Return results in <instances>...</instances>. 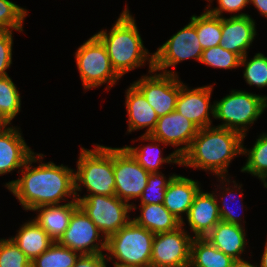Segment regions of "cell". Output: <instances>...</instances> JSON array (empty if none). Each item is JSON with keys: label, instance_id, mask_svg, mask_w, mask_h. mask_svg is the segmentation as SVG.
Instances as JSON below:
<instances>
[{"label": "cell", "instance_id": "6da1fadb", "mask_svg": "<svg viewBox=\"0 0 267 267\" xmlns=\"http://www.w3.org/2000/svg\"><path fill=\"white\" fill-rule=\"evenodd\" d=\"M44 157V154L35 152L20 171L22 176L3 185L25 211L77 201L75 169L63 164L56 165L53 161L43 162ZM34 163L38 165L33 166Z\"/></svg>", "mask_w": 267, "mask_h": 267}, {"label": "cell", "instance_id": "7a4b0ae2", "mask_svg": "<svg viewBox=\"0 0 267 267\" xmlns=\"http://www.w3.org/2000/svg\"><path fill=\"white\" fill-rule=\"evenodd\" d=\"M243 136L234 130L215 125L201 128L189 149L181 156V166L228 177L233 159L242 155Z\"/></svg>", "mask_w": 267, "mask_h": 267}, {"label": "cell", "instance_id": "3957f363", "mask_svg": "<svg viewBox=\"0 0 267 267\" xmlns=\"http://www.w3.org/2000/svg\"><path fill=\"white\" fill-rule=\"evenodd\" d=\"M138 30L136 19L127 4L110 31L102 29L95 33L105 45L111 65L121 78L146 64L149 71L154 69V53L145 48Z\"/></svg>", "mask_w": 267, "mask_h": 267}, {"label": "cell", "instance_id": "277c9868", "mask_svg": "<svg viewBox=\"0 0 267 267\" xmlns=\"http://www.w3.org/2000/svg\"><path fill=\"white\" fill-rule=\"evenodd\" d=\"M94 146L93 149L80 147L75 169L76 197L115 195L113 147L97 143ZM83 187L87 194L81 196Z\"/></svg>", "mask_w": 267, "mask_h": 267}, {"label": "cell", "instance_id": "5b68a950", "mask_svg": "<svg viewBox=\"0 0 267 267\" xmlns=\"http://www.w3.org/2000/svg\"><path fill=\"white\" fill-rule=\"evenodd\" d=\"M154 235L130 220L107 239V261L113 267L151 266Z\"/></svg>", "mask_w": 267, "mask_h": 267}, {"label": "cell", "instance_id": "8992f818", "mask_svg": "<svg viewBox=\"0 0 267 267\" xmlns=\"http://www.w3.org/2000/svg\"><path fill=\"white\" fill-rule=\"evenodd\" d=\"M214 119L222 121L217 127L239 132L247 136L249 128L267 109V96L231 89L220 100H214Z\"/></svg>", "mask_w": 267, "mask_h": 267}, {"label": "cell", "instance_id": "52a82bcc", "mask_svg": "<svg viewBox=\"0 0 267 267\" xmlns=\"http://www.w3.org/2000/svg\"><path fill=\"white\" fill-rule=\"evenodd\" d=\"M75 51L76 66L83 90L88 91L106 84L105 90L109 91L121 80L111 65L105 45L95 34Z\"/></svg>", "mask_w": 267, "mask_h": 267}, {"label": "cell", "instance_id": "ba28073f", "mask_svg": "<svg viewBox=\"0 0 267 267\" xmlns=\"http://www.w3.org/2000/svg\"><path fill=\"white\" fill-rule=\"evenodd\" d=\"M76 200L106 239L132 220V206L116 195H89Z\"/></svg>", "mask_w": 267, "mask_h": 267}, {"label": "cell", "instance_id": "9c48e42d", "mask_svg": "<svg viewBox=\"0 0 267 267\" xmlns=\"http://www.w3.org/2000/svg\"><path fill=\"white\" fill-rule=\"evenodd\" d=\"M202 52L196 27L190 21L154 52V70L165 74L179 75L178 72L169 70V68L176 69L178 64L187 59H193L199 63Z\"/></svg>", "mask_w": 267, "mask_h": 267}, {"label": "cell", "instance_id": "30bf717a", "mask_svg": "<svg viewBox=\"0 0 267 267\" xmlns=\"http://www.w3.org/2000/svg\"><path fill=\"white\" fill-rule=\"evenodd\" d=\"M113 170L115 195L132 206L144 191L150 173L124 147H113Z\"/></svg>", "mask_w": 267, "mask_h": 267}, {"label": "cell", "instance_id": "8fae6325", "mask_svg": "<svg viewBox=\"0 0 267 267\" xmlns=\"http://www.w3.org/2000/svg\"><path fill=\"white\" fill-rule=\"evenodd\" d=\"M132 84L144 95L158 117L175 110L179 96V75L165 74L153 69Z\"/></svg>", "mask_w": 267, "mask_h": 267}, {"label": "cell", "instance_id": "7c38bea8", "mask_svg": "<svg viewBox=\"0 0 267 267\" xmlns=\"http://www.w3.org/2000/svg\"><path fill=\"white\" fill-rule=\"evenodd\" d=\"M186 227L154 235L151 267H189L193 236Z\"/></svg>", "mask_w": 267, "mask_h": 267}, {"label": "cell", "instance_id": "4fadbf2b", "mask_svg": "<svg viewBox=\"0 0 267 267\" xmlns=\"http://www.w3.org/2000/svg\"><path fill=\"white\" fill-rule=\"evenodd\" d=\"M58 243L81 255L105 254L107 247V239L80 206L74 210L69 226Z\"/></svg>", "mask_w": 267, "mask_h": 267}, {"label": "cell", "instance_id": "5bb4252c", "mask_svg": "<svg viewBox=\"0 0 267 267\" xmlns=\"http://www.w3.org/2000/svg\"><path fill=\"white\" fill-rule=\"evenodd\" d=\"M213 86L214 84H207L191 89L179 77V96L175 110L192 121L199 129L213 125L215 104L210 102Z\"/></svg>", "mask_w": 267, "mask_h": 267}, {"label": "cell", "instance_id": "9a60e30c", "mask_svg": "<svg viewBox=\"0 0 267 267\" xmlns=\"http://www.w3.org/2000/svg\"><path fill=\"white\" fill-rule=\"evenodd\" d=\"M198 130L192 121L174 110L158 117L156 127L150 135L168 146L175 147L174 151L181 157L189 149Z\"/></svg>", "mask_w": 267, "mask_h": 267}, {"label": "cell", "instance_id": "2e32d148", "mask_svg": "<svg viewBox=\"0 0 267 267\" xmlns=\"http://www.w3.org/2000/svg\"><path fill=\"white\" fill-rule=\"evenodd\" d=\"M220 221L221 217L215 193L213 191L205 192L201 188L195 195L188 214L183 218L181 225L188 224L190 231L188 233L192 232L193 238H205Z\"/></svg>", "mask_w": 267, "mask_h": 267}, {"label": "cell", "instance_id": "e0dca14e", "mask_svg": "<svg viewBox=\"0 0 267 267\" xmlns=\"http://www.w3.org/2000/svg\"><path fill=\"white\" fill-rule=\"evenodd\" d=\"M256 21L251 15L228 16L222 18V35L220 45L240 58L249 53L257 37Z\"/></svg>", "mask_w": 267, "mask_h": 267}, {"label": "cell", "instance_id": "ac0fdd59", "mask_svg": "<svg viewBox=\"0 0 267 267\" xmlns=\"http://www.w3.org/2000/svg\"><path fill=\"white\" fill-rule=\"evenodd\" d=\"M22 135L20 126L12 124L0 132V176L17 169L19 174L35 153Z\"/></svg>", "mask_w": 267, "mask_h": 267}, {"label": "cell", "instance_id": "d6986e66", "mask_svg": "<svg viewBox=\"0 0 267 267\" xmlns=\"http://www.w3.org/2000/svg\"><path fill=\"white\" fill-rule=\"evenodd\" d=\"M125 107L128 115L127 133L144 128L143 134L149 135L156 127L158 116L144 95L132 84L125 90Z\"/></svg>", "mask_w": 267, "mask_h": 267}, {"label": "cell", "instance_id": "ffe728a7", "mask_svg": "<svg viewBox=\"0 0 267 267\" xmlns=\"http://www.w3.org/2000/svg\"><path fill=\"white\" fill-rule=\"evenodd\" d=\"M201 187L198 180L176 174L166 188L164 207L182 222Z\"/></svg>", "mask_w": 267, "mask_h": 267}, {"label": "cell", "instance_id": "44dd1931", "mask_svg": "<svg viewBox=\"0 0 267 267\" xmlns=\"http://www.w3.org/2000/svg\"><path fill=\"white\" fill-rule=\"evenodd\" d=\"M149 141L148 144H141L136 147L131 145L123 146L133 158L149 173L161 172L163 164H176L181 166V157L176 154L175 151L170 153L167 156H163L164 146H168L162 141L156 140L150 134H141L135 141ZM160 144L164 145L163 147ZM162 148V149H161Z\"/></svg>", "mask_w": 267, "mask_h": 267}, {"label": "cell", "instance_id": "7402d4cb", "mask_svg": "<svg viewBox=\"0 0 267 267\" xmlns=\"http://www.w3.org/2000/svg\"><path fill=\"white\" fill-rule=\"evenodd\" d=\"M245 226L231 224L220 221L207 234L205 239L224 254L230 256L234 260L244 259L242 257L247 248V234Z\"/></svg>", "mask_w": 267, "mask_h": 267}, {"label": "cell", "instance_id": "603a6c76", "mask_svg": "<svg viewBox=\"0 0 267 267\" xmlns=\"http://www.w3.org/2000/svg\"><path fill=\"white\" fill-rule=\"evenodd\" d=\"M78 206V201L40 206L31 210L37 213L32 220L35 221L54 242H58L68 228L72 214Z\"/></svg>", "mask_w": 267, "mask_h": 267}, {"label": "cell", "instance_id": "cb8c5ba5", "mask_svg": "<svg viewBox=\"0 0 267 267\" xmlns=\"http://www.w3.org/2000/svg\"><path fill=\"white\" fill-rule=\"evenodd\" d=\"M231 178H233V176L217 177V180H218L217 182L218 183L220 182V183L218 185L214 184L215 186H217V188H215L216 191L214 189L213 192L215 193V196L217 197L220 217L222 221H225L231 224L240 225V226H245L243 225L246 223V221H244L245 219H243L239 210H238V213H236L235 211L236 209H231L232 207H231V202H230V200L234 201L236 199L235 201H237L240 198V202H238L239 201L238 200L236 203L235 202L233 203L236 204V207L242 208V210L244 209V205H243L244 203L241 202V201H244L243 200L244 194L242 192L243 191L242 184L240 183L238 184V182L236 183V180L234 181ZM230 184H233V185H230ZM236 195H239L238 199L236 198L237 197ZM237 203L238 204L240 203V205H238Z\"/></svg>", "mask_w": 267, "mask_h": 267}, {"label": "cell", "instance_id": "d4e9b609", "mask_svg": "<svg viewBox=\"0 0 267 267\" xmlns=\"http://www.w3.org/2000/svg\"><path fill=\"white\" fill-rule=\"evenodd\" d=\"M137 208L140 210V215L132 217V220L154 234L170 232L181 226V222L163 204L136 205L133 203L132 212Z\"/></svg>", "mask_w": 267, "mask_h": 267}, {"label": "cell", "instance_id": "484cf974", "mask_svg": "<svg viewBox=\"0 0 267 267\" xmlns=\"http://www.w3.org/2000/svg\"><path fill=\"white\" fill-rule=\"evenodd\" d=\"M19 228L16 231V235L9 238L31 262L54 243L49 235L32 218L20 225Z\"/></svg>", "mask_w": 267, "mask_h": 267}, {"label": "cell", "instance_id": "4316f807", "mask_svg": "<svg viewBox=\"0 0 267 267\" xmlns=\"http://www.w3.org/2000/svg\"><path fill=\"white\" fill-rule=\"evenodd\" d=\"M245 139H242V156H246L247 159L240 171L258 178L267 188V132L258 135L254 145L248 149L244 146Z\"/></svg>", "mask_w": 267, "mask_h": 267}, {"label": "cell", "instance_id": "83f0119b", "mask_svg": "<svg viewBox=\"0 0 267 267\" xmlns=\"http://www.w3.org/2000/svg\"><path fill=\"white\" fill-rule=\"evenodd\" d=\"M233 261L205 238H193L189 267H231Z\"/></svg>", "mask_w": 267, "mask_h": 267}, {"label": "cell", "instance_id": "f1b7e54d", "mask_svg": "<svg viewBox=\"0 0 267 267\" xmlns=\"http://www.w3.org/2000/svg\"><path fill=\"white\" fill-rule=\"evenodd\" d=\"M190 21L196 27L199 43L203 50L220 45L222 18L211 14L206 8L199 16L191 15Z\"/></svg>", "mask_w": 267, "mask_h": 267}, {"label": "cell", "instance_id": "f546056e", "mask_svg": "<svg viewBox=\"0 0 267 267\" xmlns=\"http://www.w3.org/2000/svg\"><path fill=\"white\" fill-rule=\"evenodd\" d=\"M80 255V253L54 242L32 261L31 267H74Z\"/></svg>", "mask_w": 267, "mask_h": 267}, {"label": "cell", "instance_id": "4dcf8cb0", "mask_svg": "<svg viewBox=\"0 0 267 267\" xmlns=\"http://www.w3.org/2000/svg\"><path fill=\"white\" fill-rule=\"evenodd\" d=\"M20 95L19 89L9 75L0 77V114L10 125L21 111Z\"/></svg>", "mask_w": 267, "mask_h": 267}, {"label": "cell", "instance_id": "1f68e13d", "mask_svg": "<svg viewBox=\"0 0 267 267\" xmlns=\"http://www.w3.org/2000/svg\"><path fill=\"white\" fill-rule=\"evenodd\" d=\"M239 67L244 68L243 78L249 86L267 87V56L263 53L257 52L251 59L247 53L240 59Z\"/></svg>", "mask_w": 267, "mask_h": 267}, {"label": "cell", "instance_id": "d6a6232c", "mask_svg": "<svg viewBox=\"0 0 267 267\" xmlns=\"http://www.w3.org/2000/svg\"><path fill=\"white\" fill-rule=\"evenodd\" d=\"M175 175V172L168 175V177L162 172L150 173L138 204H163L166 188Z\"/></svg>", "mask_w": 267, "mask_h": 267}, {"label": "cell", "instance_id": "836d02e7", "mask_svg": "<svg viewBox=\"0 0 267 267\" xmlns=\"http://www.w3.org/2000/svg\"><path fill=\"white\" fill-rule=\"evenodd\" d=\"M240 57L221 45L203 50L200 62L216 69L233 70L240 66Z\"/></svg>", "mask_w": 267, "mask_h": 267}, {"label": "cell", "instance_id": "e575fe53", "mask_svg": "<svg viewBox=\"0 0 267 267\" xmlns=\"http://www.w3.org/2000/svg\"><path fill=\"white\" fill-rule=\"evenodd\" d=\"M28 10L11 0H0V30L23 32Z\"/></svg>", "mask_w": 267, "mask_h": 267}, {"label": "cell", "instance_id": "d590c367", "mask_svg": "<svg viewBox=\"0 0 267 267\" xmlns=\"http://www.w3.org/2000/svg\"><path fill=\"white\" fill-rule=\"evenodd\" d=\"M31 263L10 238H0V267H31Z\"/></svg>", "mask_w": 267, "mask_h": 267}, {"label": "cell", "instance_id": "8d00e7d4", "mask_svg": "<svg viewBox=\"0 0 267 267\" xmlns=\"http://www.w3.org/2000/svg\"><path fill=\"white\" fill-rule=\"evenodd\" d=\"M212 0L207 7H205L211 14L223 18L224 13L233 14L230 16H246L248 13L241 12L245 10V7H248L249 0H217L216 7L211 6L213 4Z\"/></svg>", "mask_w": 267, "mask_h": 267}, {"label": "cell", "instance_id": "74e56055", "mask_svg": "<svg viewBox=\"0 0 267 267\" xmlns=\"http://www.w3.org/2000/svg\"><path fill=\"white\" fill-rule=\"evenodd\" d=\"M13 31L0 30V77L9 75L7 69L11 68L13 55Z\"/></svg>", "mask_w": 267, "mask_h": 267}, {"label": "cell", "instance_id": "f35d334b", "mask_svg": "<svg viewBox=\"0 0 267 267\" xmlns=\"http://www.w3.org/2000/svg\"><path fill=\"white\" fill-rule=\"evenodd\" d=\"M106 254L80 255L74 267H107Z\"/></svg>", "mask_w": 267, "mask_h": 267}, {"label": "cell", "instance_id": "ab89813d", "mask_svg": "<svg viewBox=\"0 0 267 267\" xmlns=\"http://www.w3.org/2000/svg\"><path fill=\"white\" fill-rule=\"evenodd\" d=\"M249 4H252L258 13L267 19V0H249Z\"/></svg>", "mask_w": 267, "mask_h": 267}, {"label": "cell", "instance_id": "60d3db41", "mask_svg": "<svg viewBox=\"0 0 267 267\" xmlns=\"http://www.w3.org/2000/svg\"><path fill=\"white\" fill-rule=\"evenodd\" d=\"M231 267H259L258 263H250V261L245 259L234 260Z\"/></svg>", "mask_w": 267, "mask_h": 267}, {"label": "cell", "instance_id": "b9f144b4", "mask_svg": "<svg viewBox=\"0 0 267 267\" xmlns=\"http://www.w3.org/2000/svg\"><path fill=\"white\" fill-rule=\"evenodd\" d=\"M259 267H267V239L265 241L264 250L260 258Z\"/></svg>", "mask_w": 267, "mask_h": 267}, {"label": "cell", "instance_id": "7bdbcfd3", "mask_svg": "<svg viewBox=\"0 0 267 267\" xmlns=\"http://www.w3.org/2000/svg\"><path fill=\"white\" fill-rule=\"evenodd\" d=\"M10 124L5 120V118L0 114V132L5 130Z\"/></svg>", "mask_w": 267, "mask_h": 267}]
</instances>
